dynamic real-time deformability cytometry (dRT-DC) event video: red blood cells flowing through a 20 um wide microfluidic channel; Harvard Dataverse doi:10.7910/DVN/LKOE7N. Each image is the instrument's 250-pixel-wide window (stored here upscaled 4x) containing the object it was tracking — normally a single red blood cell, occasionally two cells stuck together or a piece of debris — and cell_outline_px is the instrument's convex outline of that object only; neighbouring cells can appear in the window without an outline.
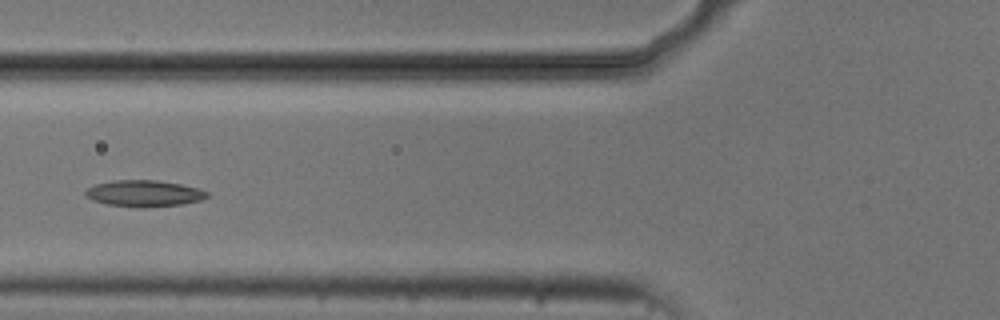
{"species": "common noctule bat (a hibernating species)", "species_latin": "Nyctalus noctula", "temperature_condition": "cold", "stored_images_in_passage": 4, "camera_frame_rate_fps": 3000, "um_per_image_px": 0.085, "animal": {"sex": "male", "body_mass_g": 20.5, "forearm_length_mm": 52.5}, "frame": {"image": 1, "passage_image": 4, "time_ms": 4.333, "image_size_px": [1000, 320], "cell_outline_px": [[208, 196], [200, 200], [180, 204], [148, 208], [136, 208], [108, 204], [92, 200], [84, 196], [84, 192], [88, 188], [96, 184], [112, 180], [156, 180], [180, 184], [200, 188], [208, 192]], "centroid_in_image_um": [12.23, 16.44], "position_along_channel_um": 113.6, "area_um2": 18.84}}